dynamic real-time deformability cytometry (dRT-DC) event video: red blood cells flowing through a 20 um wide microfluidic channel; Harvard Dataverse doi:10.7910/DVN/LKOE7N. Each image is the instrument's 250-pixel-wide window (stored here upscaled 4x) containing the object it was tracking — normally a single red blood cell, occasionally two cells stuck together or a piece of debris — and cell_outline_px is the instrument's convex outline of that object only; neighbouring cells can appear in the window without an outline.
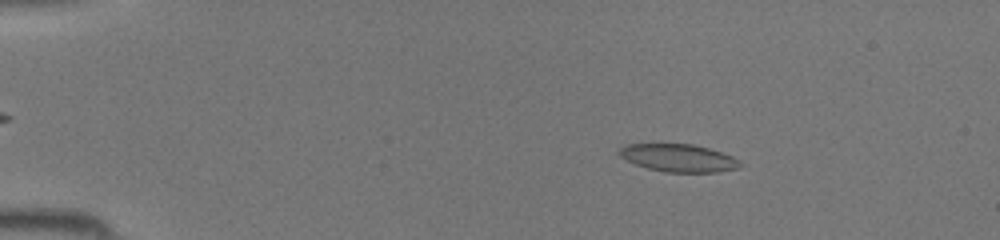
{"species": "common noctule bat (a hibernating species)", "species_latin": "Nyctalus noctula", "temperature_condition": "room temperature", "stored_images_in_passage": 42, "camera_frame_rate_fps": 3000, "um_per_image_px": 0.085, "animal": {"sex": "female", "body_mass_g": 19.5, "forearm_length_mm": 54.1}, "frame": {"image": 1, "passage_image": 7, "time_ms": 2.0, "image_size_px": [1000, 240], "cell_outline_px": [[744, 164], [740, 168], [716, 172], [664, 172], [648, 168], [636, 164], [620, 156], [616, 152], [624, 144], [692, 144], [708, 148], [732, 156], [740, 160]], "centroid_in_image_um": [57.7, 13.43], "position_along_channel_um": 27.3, "area_um2": 19.54}}
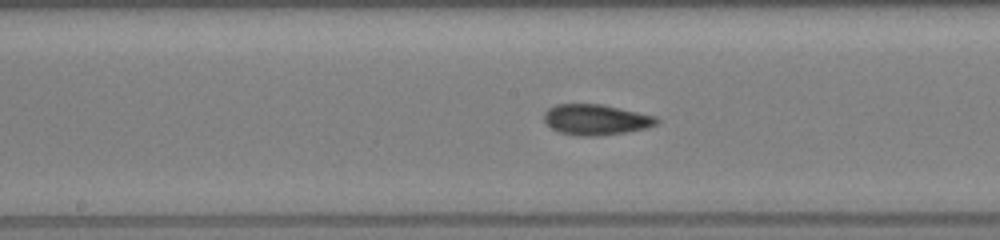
{"frame": {"image": 2, "passage_image": 23, "time_ms": 7.333, "image_size_px": [1000, 240], "cell_outline_px": [[660, 120], [656, 124], [648, 128], [600, 136], [576, 136], [560, 132], [552, 128], [544, 120], [544, 112], [548, 108], [556, 104], [604, 104], [656, 116]], "centroid_in_image_um": [50.66, 10.16], "position_along_channel_um": 197.5, "area_um2": 20.23}}
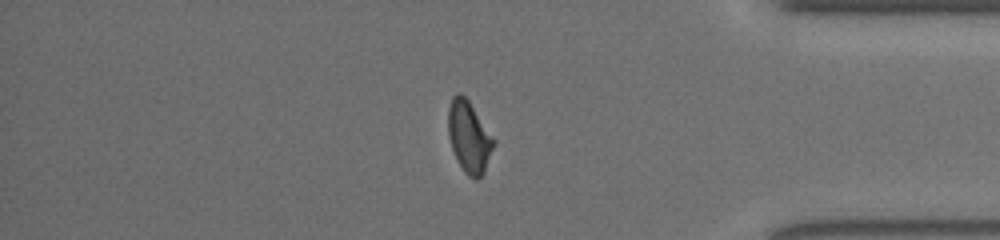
{"frame": {"image": 3, "passage_image": 37, "time_ms": 12.0, "image_size_px": [1000, 240], "cell_outline_px": [[496, 144], [484, 172], [476, 180], [472, 180], [464, 172], [456, 160], [448, 136], [448, 108], [452, 96], [456, 92], [460, 92], [468, 100], [496, 140]], "centroid_in_image_um": [39.87, 11.65], "position_along_channel_um": 395.3, "area_um2": 19.25}}